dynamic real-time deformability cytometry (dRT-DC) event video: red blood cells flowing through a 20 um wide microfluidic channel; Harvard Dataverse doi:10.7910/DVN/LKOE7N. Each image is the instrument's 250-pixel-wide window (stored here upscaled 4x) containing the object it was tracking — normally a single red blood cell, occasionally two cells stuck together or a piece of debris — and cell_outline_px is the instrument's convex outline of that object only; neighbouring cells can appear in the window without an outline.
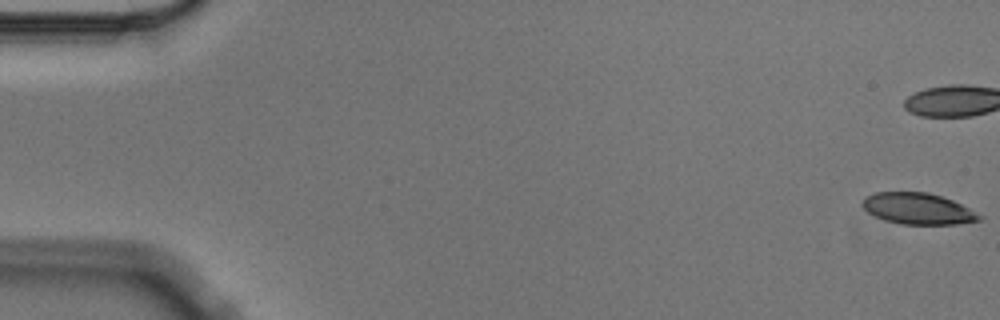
{"species": "Egyptian fruit bat (a non-hibernating species)", "species_latin": "Rousettus aegyptiacus", "temperature_condition": "cold", "stored_images_in_passage": 5, "camera_frame_rate_fps": 3000, "um_per_image_px": 0.085, "animal": {"sex": "male"}, "frame": {"image": 1, "passage_image": 1, "time_ms": 0.0, "image_size_px": [1000, 320], "cell_outline_px": [[984, 216], [980, 220], [956, 224], [900, 224], [876, 216], [868, 212], [860, 204], [864, 196], [876, 192], [928, 192], [952, 200]], "centroid_in_image_um": [78.01, 17.73], "position_along_channel_um": 7.0, "area_um2": 21.15}}